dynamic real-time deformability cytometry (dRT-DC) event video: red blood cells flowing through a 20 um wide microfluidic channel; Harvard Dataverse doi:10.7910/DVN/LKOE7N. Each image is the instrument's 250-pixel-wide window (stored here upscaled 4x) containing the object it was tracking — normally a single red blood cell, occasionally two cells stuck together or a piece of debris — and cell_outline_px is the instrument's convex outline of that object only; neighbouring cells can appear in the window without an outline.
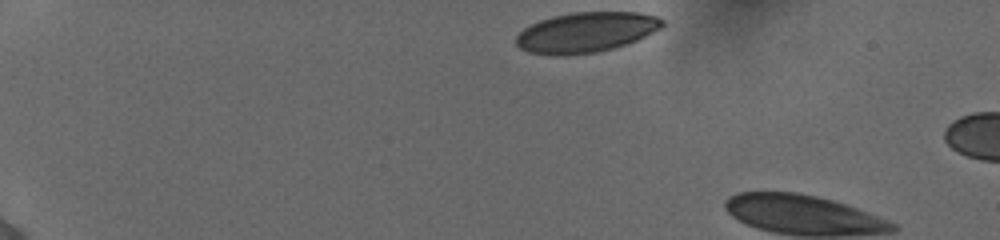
{"species": "human", "species_latin": "Homo sapiens", "temperature_condition": "cold", "stored_images_in_passage": 4, "camera_frame_rate_fps": 3000, "um_per_image_px": 0.085, "donor": {"sex": "female"}, "frame": {"image": 1, "passage_image": 1, "time_ms": 0.0, "image_size_px": [1000, 240], "cell_outline_px": [[664, 24], [660, 28], [636, 40], [612, 48], [596, 52], [564, 56], [556, 56], [528, 52], [520, 48], [516, 44], [516, 36], [524, 28], [540, 20], [552, 16], [576, 12], [636, 12], [656, 16], [664, 20]], "centroid_in_image_um": [49.78, 2.75], "position_along_channel_um": 35.2, "area_um2": 34.04}}